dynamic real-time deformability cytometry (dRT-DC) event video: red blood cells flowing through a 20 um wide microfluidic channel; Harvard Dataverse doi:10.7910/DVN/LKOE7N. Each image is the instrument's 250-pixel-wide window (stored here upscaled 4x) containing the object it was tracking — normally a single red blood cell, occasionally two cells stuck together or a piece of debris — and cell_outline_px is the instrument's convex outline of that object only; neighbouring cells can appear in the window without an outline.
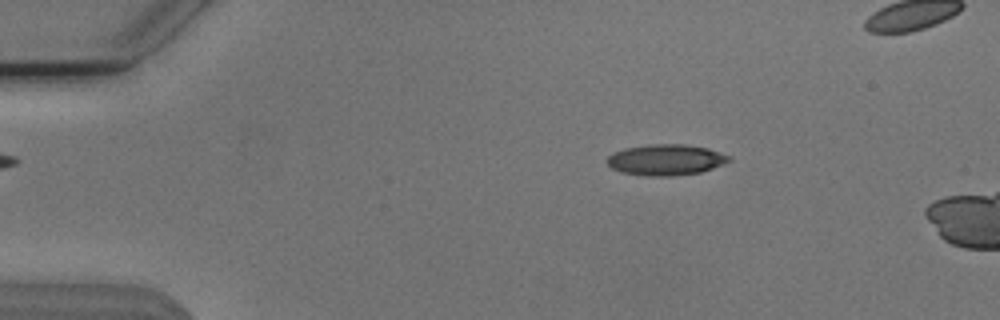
{"species": "Egyptian fruit bat (a non-hibernating species)", "species_latin": "Rousettus aegyptiacus", "temperature_condition": "cold", "stored_images_in_passage": 6, "camera_frame_rate_fps": 3000, "um_per_image_px": 0.085, "animal": {"sex": "male"}, "frame": {"image": 1, "passage_image": 2, "time_ms": 0.333, "image_size_px": [1000, 320], "cell_outline_px": [[732, 160], [724, 164], [700, 172], [672, 176], [644, 176], [620, 172], [612, 168], [604, 160], [612, 152], [624, 148], [652, 144], [684, 144], [708, 148], [732, 156]], "centroid_in_image_um": [56.58, 13.58], "position_along_channel_um": 28.4, "area_um2": 22.25}}